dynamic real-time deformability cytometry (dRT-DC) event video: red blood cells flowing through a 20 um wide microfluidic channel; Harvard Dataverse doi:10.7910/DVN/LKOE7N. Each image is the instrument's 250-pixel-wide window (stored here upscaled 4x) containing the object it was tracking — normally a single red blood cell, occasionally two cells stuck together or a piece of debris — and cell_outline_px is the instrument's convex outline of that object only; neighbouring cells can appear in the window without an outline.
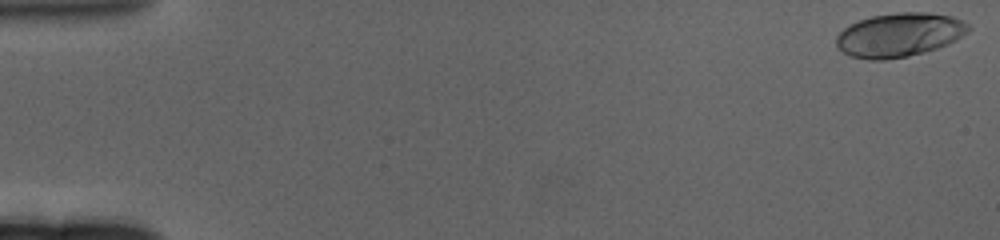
{"species": "human", "species_latin": "Homo sapiens", "temperature_condition": "cold", "stored_images_in_passage": 64, "camera_frame_rate_fps": 3000, "um_per_image_px": 0.085, "donor": {"sex": "female"}, "frame": {"image": 1, "passage_image": 2, "time_ms": 0.333, "image_size_px": [1000, 240], "cell_outline_px": [[960, 24], [956, 36], [952, 40], [944, 44], [920, 52], [904, 56], [852, 56], [844, 52], [836, 44], [836, 40], [840, 32], [844, 28], [860, 20], [876, 16], [948, 16], [956, 20]], "centroid_in_image_um": [76.2, 3.0], "position_along_channel_um": 8.8, "area_um2": 29.13}}
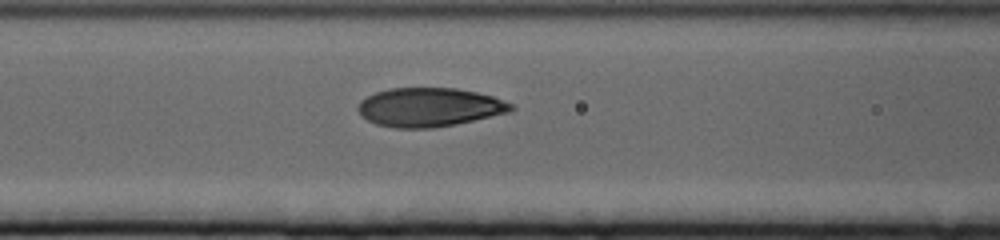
{"frame": {"image": 2, "passage_image": 28, "time_ms": 9.0, "image_size_px": [1000, 240], "cell_outline_px": [[512, 108], [504, 112], [488, 116], [452, 124], [420, 128], [400, 128], [380, 124], [368, 120], [360, 112], [360, 104], [368, 96], [376, 92], [392, 88], [452, 88], [492, 96], [512, 104]], "centroid_in_image_um": [36.45, 9.09], "position_along_channel_um": 130.1, "area_um2": 33.06}}
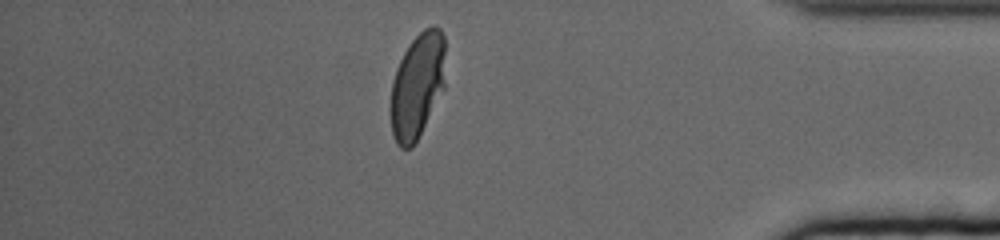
{"frame": {"image": 3, "passage_image": 56, "time_ms": 18.333, "image_size_px": [1000, 240], "cell_outline_px": [[444, 88], [416, 140], [408, 148], [400, 148], [392, 132], [392, 84], [400, 60], [404, 52], [412, 40], [424, 28], [440, 28], [444, 36]], "centroid_in_image_um": [35.49, 7.24], "position_along_channel_um": 399.7, "area_um2": 32.48}, "authors_computed_cell_mechanics": {"area_um2": 32.9171, "velocity_mm_per_s": 3.2301, "shape_relaxation_time_tau1_ms": 4.864, "shape_relaxation_time_tau2_ms": null, "deformation_change_tau1": 0.2025, "deformation_change_tau2": null}}